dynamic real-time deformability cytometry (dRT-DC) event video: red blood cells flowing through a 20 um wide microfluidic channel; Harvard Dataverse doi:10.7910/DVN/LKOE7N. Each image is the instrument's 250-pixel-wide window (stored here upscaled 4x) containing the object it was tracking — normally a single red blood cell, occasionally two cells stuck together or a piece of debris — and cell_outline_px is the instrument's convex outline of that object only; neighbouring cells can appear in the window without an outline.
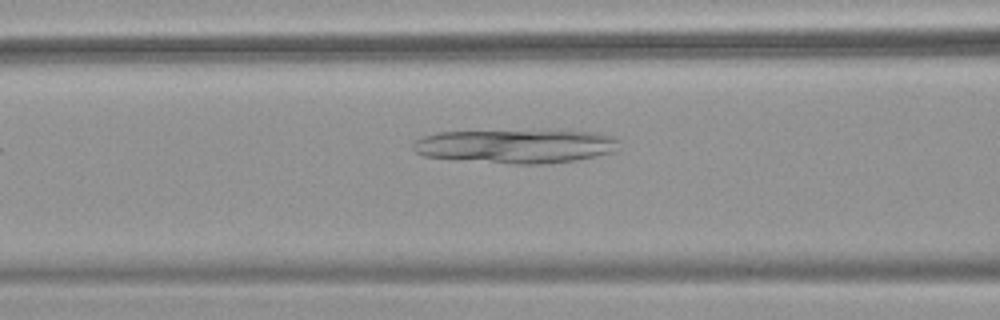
{"species": "common noctule bat (a hibernating species)", "species_latin": "Nyctalus noctula", "temperature_condition": "warm", "stored_images_in_passage": 33, "camera_frame_rate_fps": 3000, "um_per_image_px": 0.085, "animal": {"sex": "female", "body_mass_g": 18.4}, "frame": {"image": 1, "passage_image": 7, "time_ms": 2.0, "image_size_px": [1000, 320], "cell_outline_px": [[620, 140], [612, 152], [596, 156], [548, 164], [512, 164], [424, 156], [416, 152], [412, 148], [412, 144], [416, 140], [424, 136], [436, 132], [600, 132], [612, 136]], "centroid_in_image_um": [43.83, 12.44], "position_along_channel_um": 122.8, "area_um2": 39.65}}
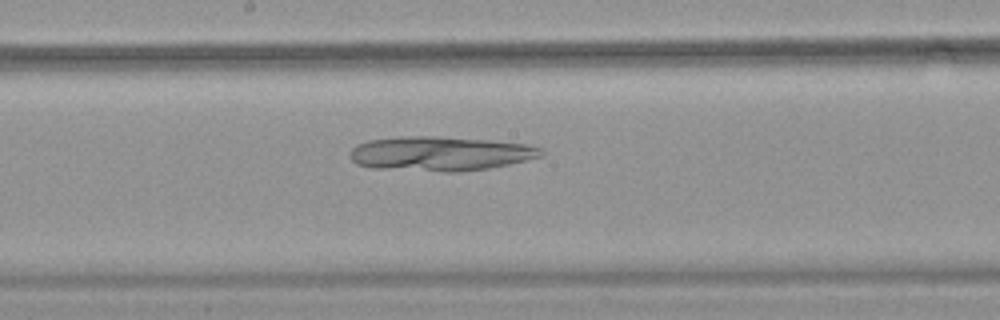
{"frame": {"image": 2, "passage_image": 14, "time_ms": 4.333, "image_size_px": [1000, 320], "cell_outline_px": [[544, 156], [508, 164], [488, 168], [460, 172], [444, 172], [372, 168], [356, 164], [348, 156], [348, 152], [356, 144], [368, 140], [400, 136], [436, 136], [488, 140], [524, 144], [540, 148], [544, 152]], "centroid_in_image_um": [37.35, 13.06], "position_along_channel_um": 210.8, "area_um2": 38.61}}
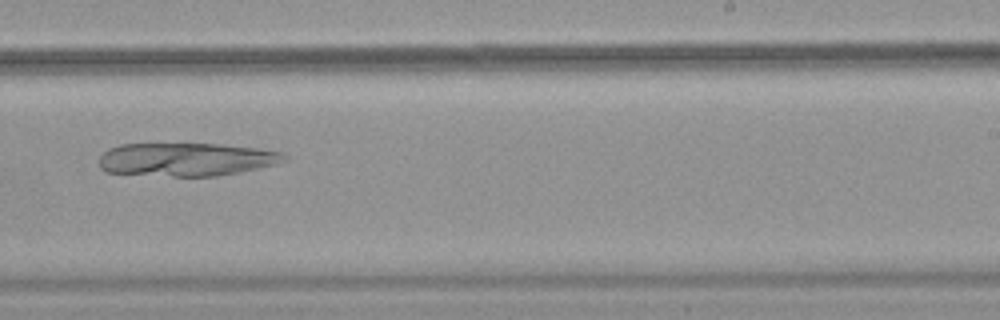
{"frame": {"image": 3, "passage_image": 19, "time_ms": 6.0, "image_size_px": [1000, 320], "cell_outline_px": [[288, 160], [276, 164], [260, 168], [240, 172], [216, 176], [172, 176], [104, 172], [100, 168], [100, 156], [108, 148], [120, 144], [220, 144], [256, 148], [284, 152], [288, 156]], "centroid_in_image_um": [15.87, 13.55], "position_along_channel_um": 273.1, "area_um2": 36.07}}